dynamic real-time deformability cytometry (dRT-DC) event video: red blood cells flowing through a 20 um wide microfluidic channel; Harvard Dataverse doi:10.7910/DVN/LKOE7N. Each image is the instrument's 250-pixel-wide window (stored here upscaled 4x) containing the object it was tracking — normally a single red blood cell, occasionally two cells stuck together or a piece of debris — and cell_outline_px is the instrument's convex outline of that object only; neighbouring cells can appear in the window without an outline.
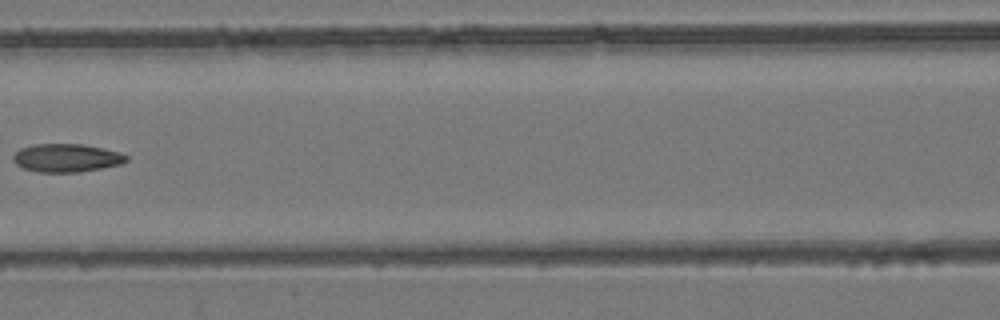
{"species": "common noctule bat (a hibernating species)", "species_latin": "Nyctalus noctula", "temperature_condition": "room temperature", "stored_images_in_passage": 9, "camera_frame_rate_fps": 3000, "um_per_image_px": 0.085, "animal": {"sex": "female", "body_mass_g": 24.6, "forearm_length_mm": 56.2}, "frame": {"image": 1, "passage_image": 8, "time_ms": 2.333, "image_size_px": [1000, 320], "cell_outline_px": [[128, 160], [120, 164], [80, 172], [36, 172], [24, 168], [16, 164], [12, 160], [12, 156], [20, 148], [36, 144], [84, 144], [104, 148], [120, 152], [128, 156]], "centroid_in_image_um": [5.65, 13.42], "position_along_channel_um": 161.0, "area_um2": 18.67}}
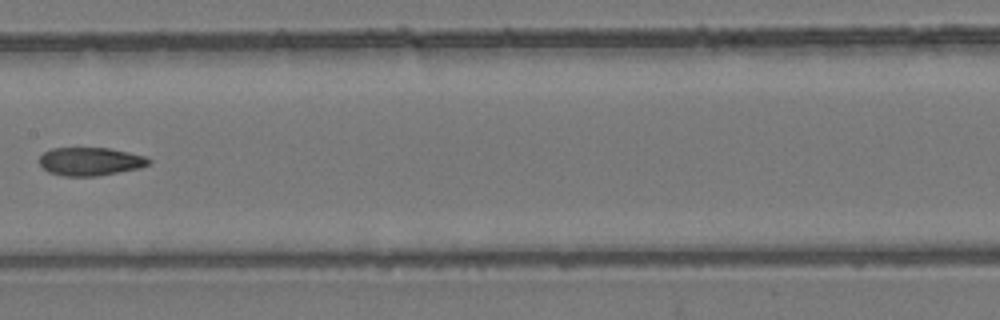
{"frame": {"image": 2, "passage_image": 9, "time_ms": 2.667, "image_size_px": [1000, 320], "cell_outline_px": [[152, 160], [148, 164], [140, 168], [100, 176], [64, 176], [48, 172], [40, 164], [40, 156], [44, 152], [52, 148], [108, 148], [128, 152], [144, 156]], "centroid_in_image_um": [7.68, 13.73], "position_along_channel_um": 199.7, "area_um2": 17.98}}